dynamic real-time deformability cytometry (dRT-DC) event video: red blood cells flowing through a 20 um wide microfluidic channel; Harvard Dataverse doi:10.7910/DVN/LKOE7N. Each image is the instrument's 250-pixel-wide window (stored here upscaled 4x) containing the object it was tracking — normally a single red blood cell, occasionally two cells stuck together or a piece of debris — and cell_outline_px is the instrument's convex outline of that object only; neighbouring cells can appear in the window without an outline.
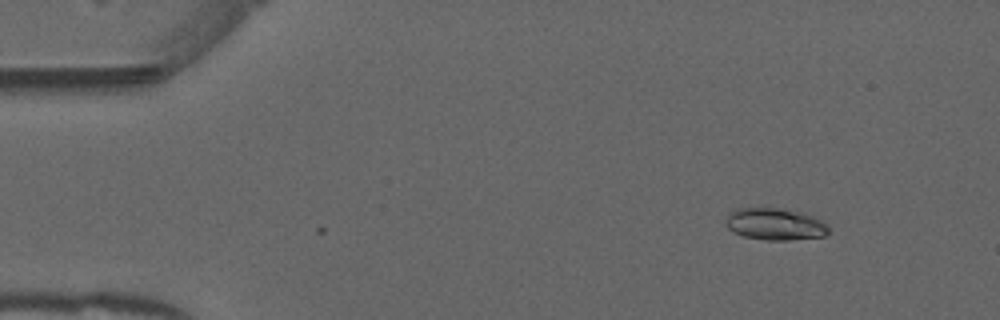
{"species": "common noctule bat (a hibernating species)", "species_latin": "Nyctalus noctula", "temperature_condition": "warm", "stored_images_in_passage": 2, "camera_frame_rate_fps": 3000, "um_per_image_px": 0.085, "animal": {"sex": "male", "forearm_length_mm": 52.5}, "frame": {"image": 1, "passage_image": 2, "time_ms": 0.333, "image_size_px": [1000, 320], "cell_outline_px": [[828, 232], [824, 236], [788, 240], [768, 240], [744, 236], [728, 228], [724, 224], [728, 212], [736, 208], [784, 208], [804, 212], [828, 224]], "centroid_in_image_um": [65.87, 19.03], "position_along_channel_um": 19.1, "area_um2": 19.25}}